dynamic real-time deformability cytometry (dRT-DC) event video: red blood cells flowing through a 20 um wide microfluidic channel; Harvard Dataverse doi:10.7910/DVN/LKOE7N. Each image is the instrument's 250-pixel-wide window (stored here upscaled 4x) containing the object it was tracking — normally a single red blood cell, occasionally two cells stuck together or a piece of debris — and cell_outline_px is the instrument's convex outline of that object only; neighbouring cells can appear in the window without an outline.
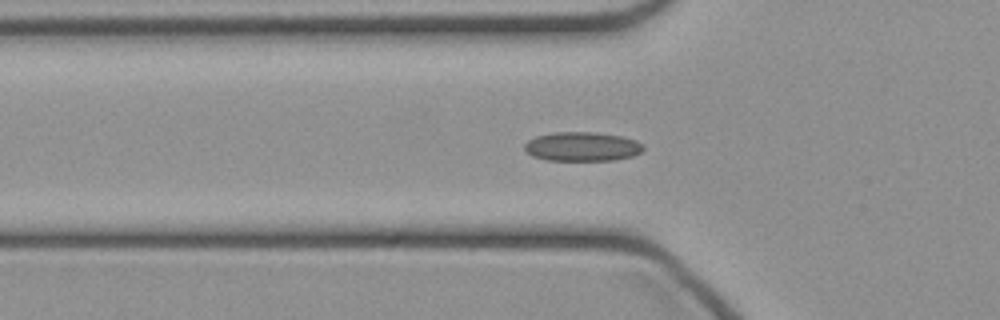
{"species": "common noctule bat (a hibernating species)", "species_latin": "Nyctalus noctula", "temperature_condition": "cold", "stored_images_in_passage": 34, "camera_frame_rate_fps": 3000, "um_per_image_px": 0.085, "animal": {"sex": "female", "body_mass_g": 21.9}, "frame": {"image": 1, "passage_image": 2, "time_ms": 0.333, "image_size_px": [1000, 320], "cell_outline_px": [[644, 148], [640, 152], [632, 156], [612, 160], [548, 160], [532, 156], [524, 148], [524, 144], [528, 140], [536, 136], [552, 132], [592, 132], [620, 136], [636, 140], [644, 144]], "centroid_in_image_um": [49.47, 12.45], "position_along_channel_um": 76.3, "area_um2": 20.11}}
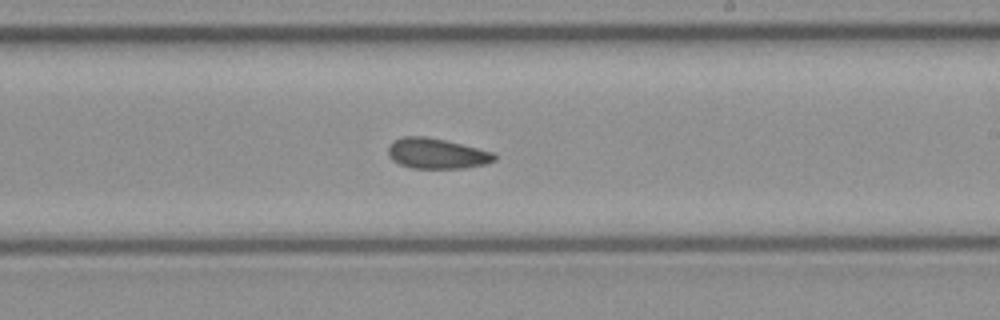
{"frame": {"image": 2, "passage_image": 14, "time_ms": 4.333, "image_size_px": [1000, 320], "cell_outline_px": [[496, 160], [484, 164], [464, 168], [412, 168], [400, 164], [392, 160], [388, 156], [388, 144], [392, 140], [400, 136], [428, 136], [496, 152]], "centroid_in_image_um": [37.1, 13.03], "position_along_channel_um": 251.9, "area_um2": 19.13}}
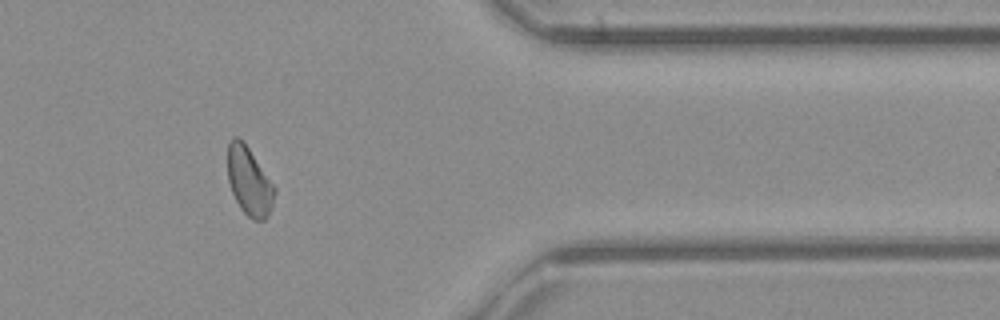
{"frame": {"image": 3, "passage_image": 25, "time_ms": 8.0, "image_size_px": [1000, 320], "cell_outline_px": [[276, 192], [268, 216], [264, 220], [252, 220], [240, 208], [232, 192], [228, 180], [228, 140], [232, 136], [236, 136], [248, 148], [276, 188]], "centroid_in_image_um": [21.17, 15.43], "position_along_channel_um": 390.2, "area_um2": 18.44}}